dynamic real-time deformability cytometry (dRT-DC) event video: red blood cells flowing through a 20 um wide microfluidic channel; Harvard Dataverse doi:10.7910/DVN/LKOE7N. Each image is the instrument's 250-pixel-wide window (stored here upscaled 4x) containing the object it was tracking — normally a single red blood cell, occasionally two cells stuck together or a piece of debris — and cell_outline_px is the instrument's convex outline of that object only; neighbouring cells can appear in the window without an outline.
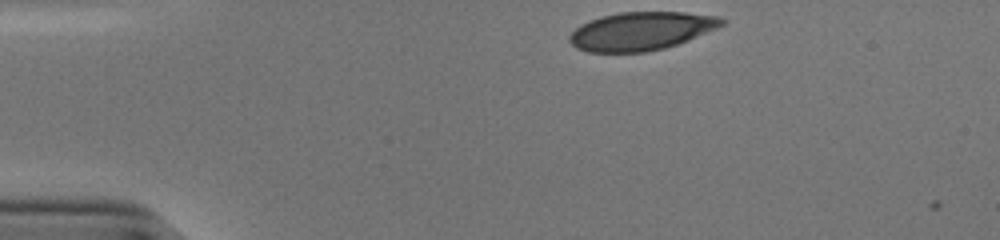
{"species": "human", "species_latin": "Homo sapiens", "temperature_condition": "cold", "stored_images_in_passage": 34, "camera_frame_rate_fps": 3000, "um_per_image_px": 0.085, "donor": {"sex": "male"}, "frame": {"image": 1, "passage_image": 1, "time_ms": 0.0, "image_size_px": [1000, 240], "cell_outline_px": [[728, 20], [724, 24], [716, 28], [688, 40], [664, 48], [644, 52], [588, 52], [576, 48], [568, 40], [568, 36], [580, 24], [588, 20], [600, 16], [620, 12], [684, 12], [720, 16]], "centroid_in_image_um": [54.48, 2.63], "position_along_channel_um": 30.5, "area_um2": 34.1}}
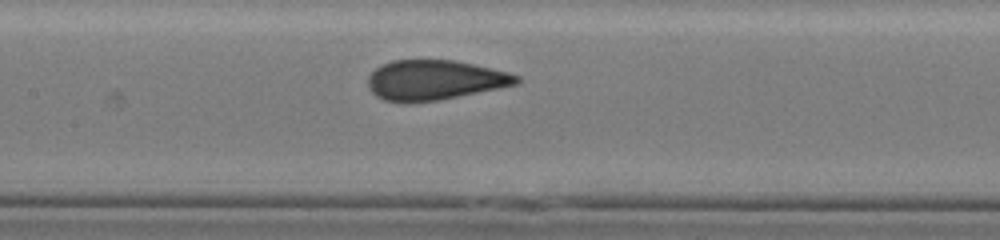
{"frame": {"image": 2, "passage_image": 17, "time_ms": 5.333, "image_size_px": [1000, 240], "cell_outline_px": [[520, 84], [500, 88], [436, 100], [384, 100], [376, 96], [368, 88], [368, 76], [376, 68], [392, 60], [452, 60], [492, 68], [508, 72], [520, 76]], "centroid_in_image_um": [36.98, 6.78], "position_along_channel_um": 170.4, "area_um2": 33.87}}
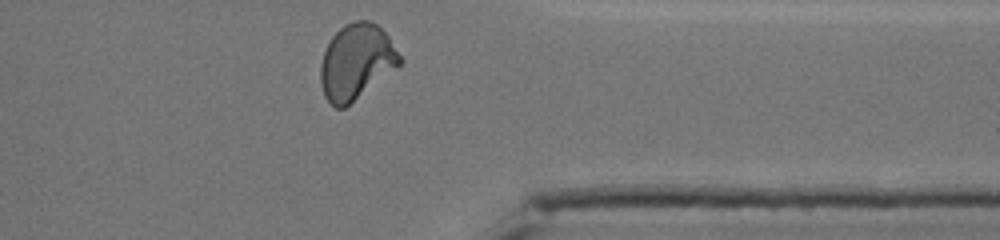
{"frame": {"image": 3, "passage_image": 34, "time_ms": 11.0, "image_size_px": [1000, 240], "cell_outline_px": [[404, 60], [400, 64], [344, 108], [336, 108], [324, 96], [320, 84], [320, 64], [324, 52], [332, 36], [344, 24], [352, 20], [368, 20], [376, 24], [388, 36]], "centroid_in_image_um": [30.26, 5.23], "position_along_channel_um": 381.1, "area_um2": 34.45}, "authors_computed_cell_mechanics": {"area_um2": 34.9979, "velocity_mm_per_s": 3.8225, "shape_relaxation_time_tau1_ms": 6.3409, "shape_relaxation_time_tau2_ms": null, "deformation_change_tau1": 0.1896, "deformation_change_tau2": null}}